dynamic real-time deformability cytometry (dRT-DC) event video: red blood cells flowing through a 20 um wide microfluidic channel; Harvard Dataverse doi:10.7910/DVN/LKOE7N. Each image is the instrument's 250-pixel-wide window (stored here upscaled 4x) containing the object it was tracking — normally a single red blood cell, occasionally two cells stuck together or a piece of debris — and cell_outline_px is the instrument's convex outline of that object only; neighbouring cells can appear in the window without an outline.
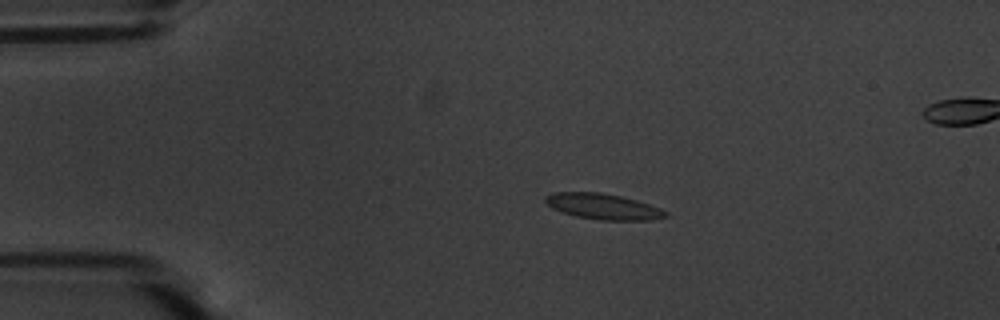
{"species": "common noctule bat (a hibernating species)", "species_latin": "Nyctalus noctula", "temperature_condition": "warm", "stored_images_in_passage": 46, "camera_frame_rate_fps": 3000, "um_per_image_px": 0.085, "animal": {"sex": "male", "body_mass_g": 20.1, "forearm_length_mm": 53.5}, "frame": {"image": 1, "passage_image": 1, "time_ms": 0.0, "image_size_px": [1000, 320], "cell_outline_px": [[668, 216], [652, 220], [600, 220], [576, 216], [560, 212], [552, 208], [544, 200], [544, 196], [556, 192], [600, 192], [620, 196], [636, 200], [660, 208], [668, 212]], "centroid_in_image_um": [51.26, 17.55], "position_along_channel_um": 33.7, "area_um2": 18.03}}
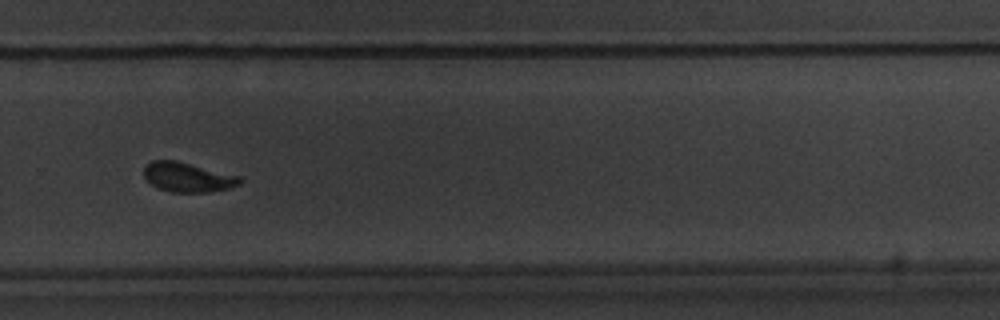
{"frame": {"image": 2, "passage_image": 28, "time_ms": 9.0, "image_size_px": [1000, 320], "cell_outline_px": [[244, 180], [240, 184], [228, 188], [208, 192], [172, 192], [160, 188], [152, 184], [144, 176], [144, 164], [152, 160], [176, 160], [240, 176]], "centroid_in_image_um": [15.96, 15.05], "position_along_channel_um": 313.8, "area_um2": 16.47}}
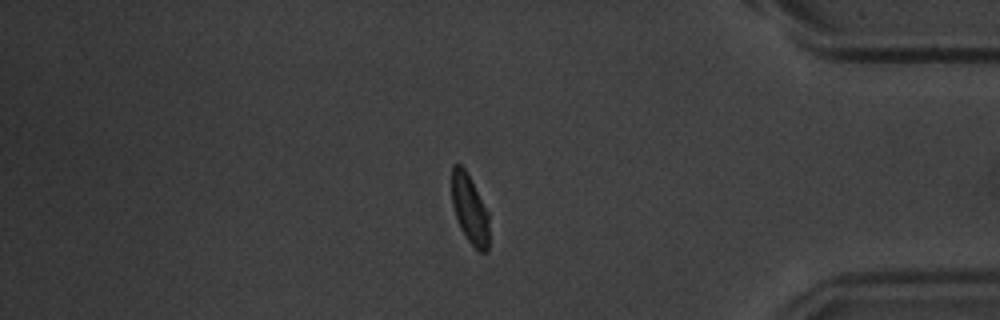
{"frame": {"image": 3, "passage_image": 37, "time_ms": 12.0, "image_size_px": [1000, 320], "cell_outline_px": [[488, 252], [480, 252], [468, 240], [460, 228], [452, 204], [452, 164], [460, 164], [464, 168], [488, 212]], "centroid_in_image_um": [39.91, 17.79], "position_along_channel_um": 395.3, "area_um2": 14.68}, "authors_computed_cell_mechanics": {"area_um2": 17.0799, "velocity_mm_per_s": 3.6141, "shape_relaxation_time_tau1_ms": 2.4635, "shape_relaxation_time_tau2_ms": null, "deformation_change_tau1": 0.1167, "deformation_change_tau2": null}}